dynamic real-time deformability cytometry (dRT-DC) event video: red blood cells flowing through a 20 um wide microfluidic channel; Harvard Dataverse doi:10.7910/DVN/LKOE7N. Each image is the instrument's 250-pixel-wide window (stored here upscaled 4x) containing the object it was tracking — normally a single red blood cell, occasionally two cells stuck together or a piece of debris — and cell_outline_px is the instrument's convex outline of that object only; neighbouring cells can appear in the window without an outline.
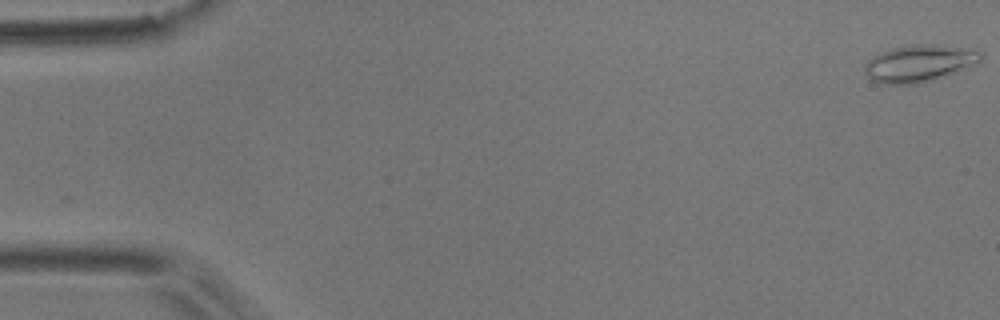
{"species": "common noctule bat (a hibernating species)", "species_latin": "Nyctalus noctula", "temperature_condition": "room temperature", "stored_images_in_passage": 8, "camera_frame_rate_fps": 3000, "um_per_image_px": 0.085, "animal": {"sex": "male", "body_mass_g": 17.9}, "frame": {"image": 1, "passage_image": 1, "time_ms": 0.0, "image_size_px": [1000, 320], "cell_outline_px": [[984, 56], [980, 60], [928, 80], [916, 84], [884, 84], [872, 80], [864, 72], [864, 64], [872, 56], [892, 48], [924, 44], [960, 48], [980, 52]], "centroid_in_image_um": [77.97, 5.39], "position_along_channel_um": 7.0, "area_um2": 23.64}}